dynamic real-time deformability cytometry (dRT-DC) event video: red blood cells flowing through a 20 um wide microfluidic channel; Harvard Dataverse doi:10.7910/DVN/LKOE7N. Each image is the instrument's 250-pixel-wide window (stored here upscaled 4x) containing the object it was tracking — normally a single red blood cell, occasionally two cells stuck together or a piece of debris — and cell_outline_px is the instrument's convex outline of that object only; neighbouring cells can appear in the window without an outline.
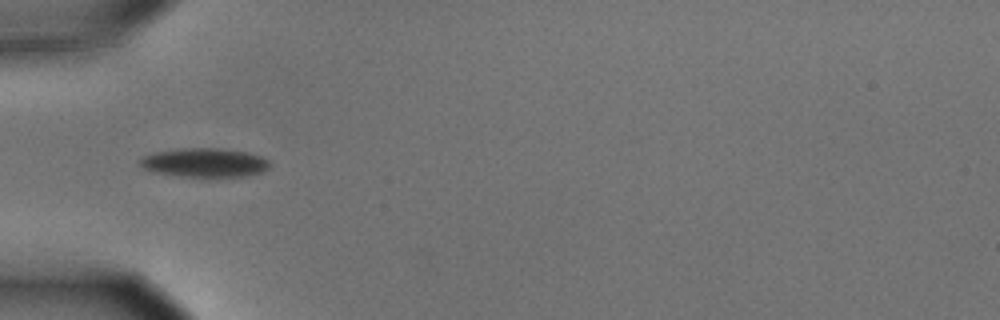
{"species": "common noctule bat (a hibernating species)", "species_latin": "Nyctalus noctula", "temperature_condition": "cold", "stored_images_in_passage": 7, "camera_frame_rate_fps": 3000, "um_per_image_px": 0.085, "animal": {"sex": "male", "body_mass_g": 15.6}, "frame": {"image": 1, "passage_image": 5, "time_ms": 1.333, "image_size_px": [1000, 320], "cell_outline_px": [[272, 164], [264, 172], [244, 176], [208, 180], [152, 172], [144, 168], [140, 164], [140, 160], [144, 156], [156, 152], [180, 148], [220, 148], [244, 152], [260, 156], [268, 160]], "centroid_in_image_um": [17.43, 13.87], "position_along_channel_um": 67.6, "area_um2": 22.66}}
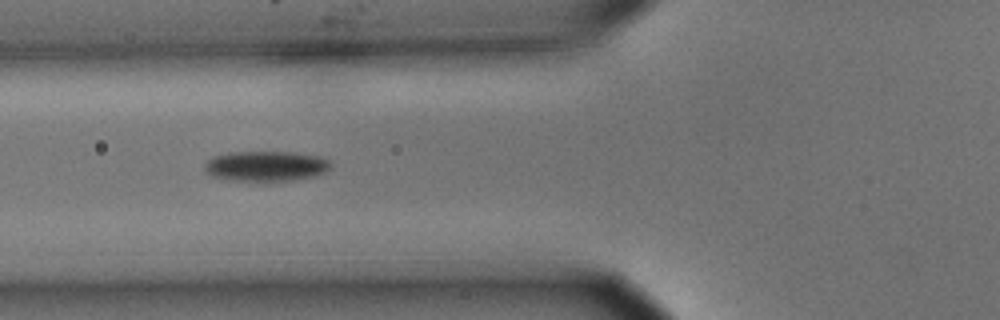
{"frame": {"image": 2, "passage_image": 6, "time_ms": 1.667, "image_size_px": [1000, 320], "cell_outline_px": [[332, 168], [316, 176], [292, 180], [264, 184], [228, 180], [212, 176], [204, 172], [204, 164], [212, 156], [232, 152], [296, 152], [320, 156], [328, 160], [332, 164]], "centroid_in_image_um": [22.59, 14.16], "position_along_channel_um": 103.2, "area_um2": 23.24}}
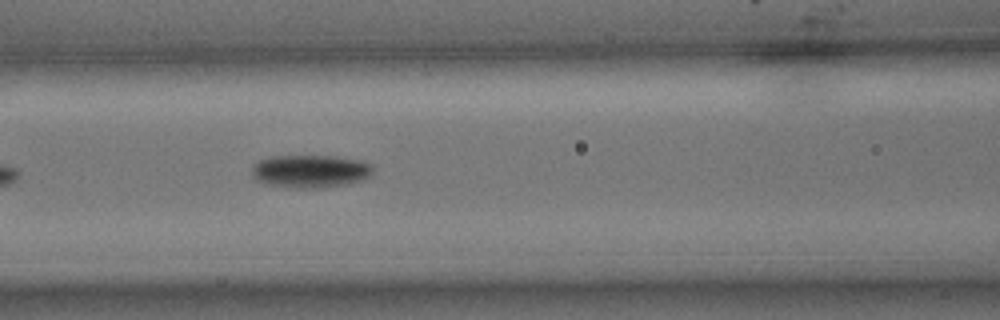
{"frame": {"image": 3, "passage_image": 7, "time_ms": 2.0, "image_size_px": [1000, 320], "cell_outline_px": [[372, 172], [368, 176], [360, 180], [324, 188], [288, 188], [264, 184], [256, 180], [252, 176], [252, 164], [260, 160], [272, 156], [336, 156], [364, 160], [372, 164]], "centroid_in_image_um": [26.33, 14.55], "position_along_channel_um": 140.3, "area_um2": 23.47}}